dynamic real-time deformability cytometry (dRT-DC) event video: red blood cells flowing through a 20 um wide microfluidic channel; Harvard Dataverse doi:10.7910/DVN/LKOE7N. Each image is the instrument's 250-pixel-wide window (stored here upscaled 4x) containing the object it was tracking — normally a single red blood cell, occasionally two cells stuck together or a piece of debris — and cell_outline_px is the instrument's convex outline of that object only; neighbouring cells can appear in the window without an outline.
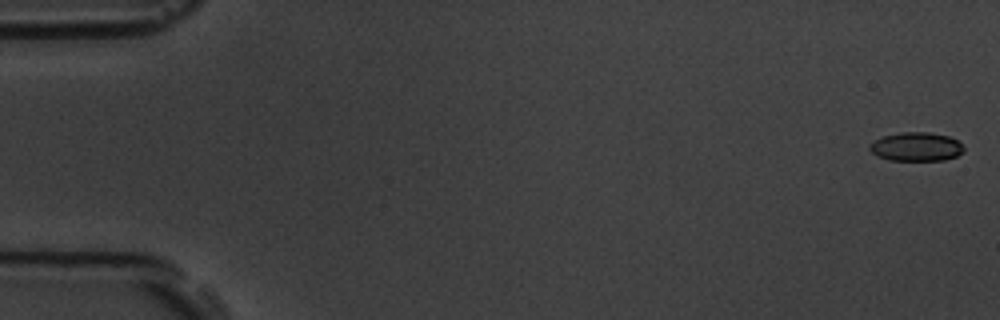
{"species": "common noctule bat (a hibernating species)", "species_latin": "Nyctalus noctula", "temperature_condition": "room temperature", "stored_images_in_passage": 4, "camera_frame_rate_fps": 3000, "um_per_image_px": 0.085, "animal": {"sex": "male", "body_mass_g": 19.5, "forearm_length_mm": 54.6}, "frame": {"image": 1, "passage_image": 1, "time_ms": 0.0, "image_size_px": [1000, 320], "cell_outline_px": [[964, 152], [956, 156], [944, 160], [888, 160], [876, 156], [868, 148], [868, 144], [884, 136], [900, 132], [928, 132], [948, 136], [956, 140], [964, 148]], "centroid_in_image_um": [77.85, 12.47], "position_along_channel_um": 7.1, "area_um2": 15.78}}